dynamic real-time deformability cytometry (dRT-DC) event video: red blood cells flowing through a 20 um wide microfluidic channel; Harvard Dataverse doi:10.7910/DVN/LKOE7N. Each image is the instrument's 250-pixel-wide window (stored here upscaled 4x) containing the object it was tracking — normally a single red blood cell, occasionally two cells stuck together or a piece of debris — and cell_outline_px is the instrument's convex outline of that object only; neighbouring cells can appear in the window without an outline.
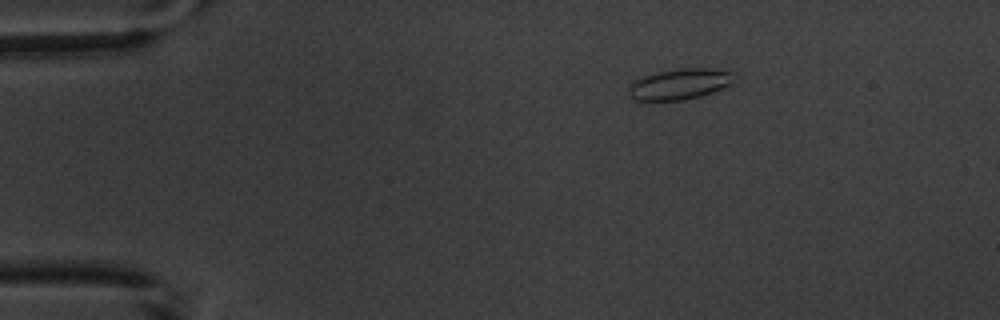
{"species": "common noctule bat (a hibernating species)", "species_latin": "Nyctalus noctula", "temperature_condition": "warm", "stored_images_in_passage": 4, "camera_frame_rate_fps": 3000, "um_per_image_px": 0.085, "animal": {"sex": "male", "body_mass_g": 20.1, "forearm_length_mm": 53.5}, "frame": {"image": 1, "passage_image": 2, "time_ms": 2.0, "image_size_px": [1000, 320], "cell_outline_px": [[732, 84], [712, 92], [700, 96], [684, 100], [636, 100], [628, 92], [628, 88], [640, 76], [660, 72], [684, 68], [708, 68], [732, 72]], "centroid_in_image_um": [57.76, 7.15], "position_along_channel_um": 27.2, "area_um2": 18.55}}